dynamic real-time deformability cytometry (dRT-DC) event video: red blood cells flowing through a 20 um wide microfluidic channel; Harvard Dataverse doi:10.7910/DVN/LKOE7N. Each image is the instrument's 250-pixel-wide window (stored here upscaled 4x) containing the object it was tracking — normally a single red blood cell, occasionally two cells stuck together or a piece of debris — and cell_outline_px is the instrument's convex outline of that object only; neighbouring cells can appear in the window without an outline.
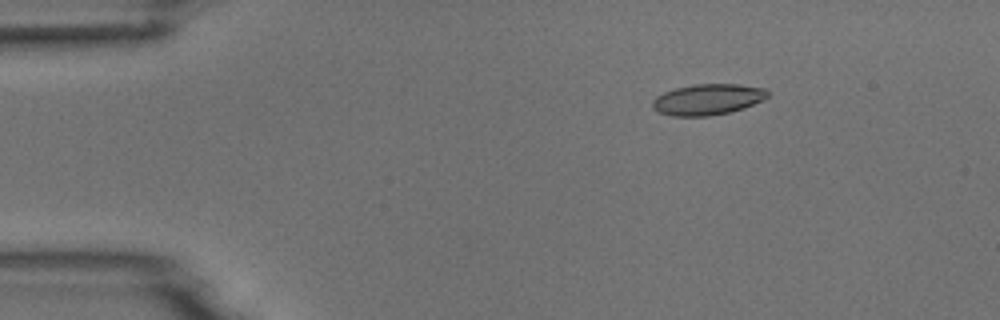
{"species": "common noctule bat (a hibernating species)", "species_latin": "Nyctalus noctula", "temperature_condition": "room temperature", "stored_images_in_passage": 5, "camera_frame_rate_fps": 3000, "um_per_image_px": 0.085, "animal": {"sex": "male", "body_mass_g": 18.8}, "frame": {"image": 1, "passage_image": 3, "time_ms": 2.333, "image_size_px": [1000, 320], "cell_outline_px": [[768, 96], [744, 108], [728, 112], [708, 116], [672, 116], [660, 112], [652, 108], [652, 100], [656, 96], [664, 92], [676, 88], [696, 84], [740, 84], [764, 88], [768, 92]], "centroid_in_image_um": [60.12, 8.45], "position_along_channel_um": 24.9, "area_um2": 20.58}}